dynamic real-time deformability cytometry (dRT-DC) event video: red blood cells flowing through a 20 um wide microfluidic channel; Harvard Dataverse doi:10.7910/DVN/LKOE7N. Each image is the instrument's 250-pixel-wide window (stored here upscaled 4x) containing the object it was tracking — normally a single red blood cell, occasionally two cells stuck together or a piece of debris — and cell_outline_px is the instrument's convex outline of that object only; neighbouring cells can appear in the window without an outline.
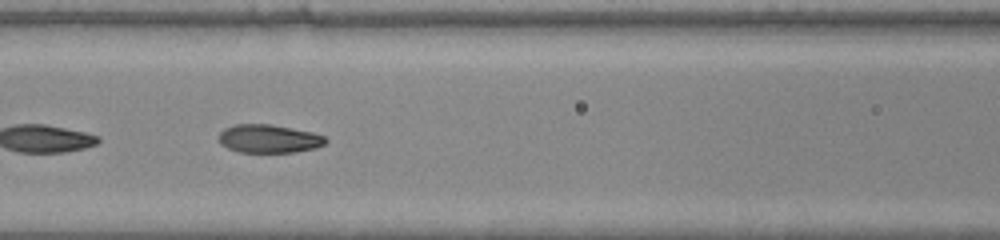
{"species": "common noctule bat (a hibernating species)", "species_latin": "Nyctalus noctula", "temperature_condition": "warm", "stored_images_in_passage": 31, "camera_frame_rate_fps": 3000, "um_per_image_px": 0.085, "animal": {"sex": "male", "body_mass_g": 20.0, "forearm_length_mm": 53.3}, "frame": {"image": 1, "passage_image": 22, "time_ms": 7.0, "image_size_px": [1000, 240], "cell_outline_px": [[328, 140], [324, 144], [316, 148], [296, 152], [240, 152], [228, 148], [220, 144], [216, 140], [216, 136], [224, 128], [236, 124], [268, 124], [312, 132], [324, 136]], "centroid_in_image_um": [22.8, 11.79], "position_along_channel_um": 143.8, "area_um2": 17.74}}